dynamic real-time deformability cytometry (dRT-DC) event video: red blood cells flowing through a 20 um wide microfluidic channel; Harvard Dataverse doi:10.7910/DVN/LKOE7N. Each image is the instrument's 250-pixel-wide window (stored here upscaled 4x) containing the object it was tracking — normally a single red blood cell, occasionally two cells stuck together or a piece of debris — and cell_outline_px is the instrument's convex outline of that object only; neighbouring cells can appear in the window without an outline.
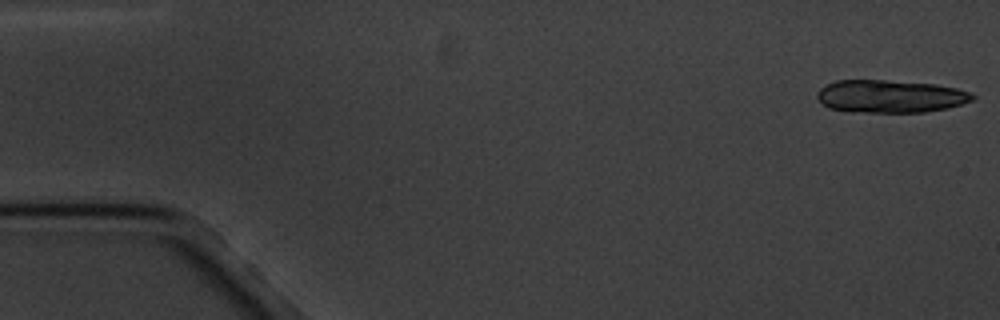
{"species": "common noctule bat (a hibernating species)", "species_latin": "Nyctalus noctula", "temperature_condition": "cold", "stored_images_in_passage": 6, "camera_frame_rate_fps": 3000, "um_per_image_px": 0.085, "animal": {"sex": "male", "body_mass_g": 20.1, "forearm_length_mm": 53.5}, "frame": {"image": 1, "passage_image": 1, "time_ms": 0.0, "image_size_px": [1000, 320], "cell_outline_px": [[976, 96], [972, 100], [948, 108], [924, 112], [868, 112], [828, 108], [816, 96], [816, 92], [820, 88], [836, 80], [884, 80], [936, 84], [956, 88], [972, 92]], "centroid_in_image_um": [75.7, 8.18], "position_along_channel_um": 9.3, "area_um2": 29.48}}